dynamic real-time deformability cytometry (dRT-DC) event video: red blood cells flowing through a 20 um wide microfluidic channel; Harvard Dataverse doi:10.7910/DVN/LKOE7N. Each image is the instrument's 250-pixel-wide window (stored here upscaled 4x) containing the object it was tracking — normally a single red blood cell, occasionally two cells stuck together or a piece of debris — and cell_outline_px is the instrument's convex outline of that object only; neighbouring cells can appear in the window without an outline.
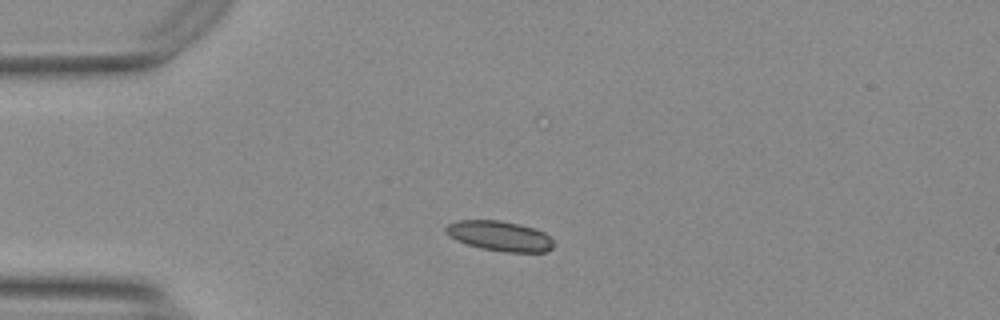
{"species": "Egyptian fruit bat (a non-hibernating species)", "species_latin": "Rousettus aegyptiacus", "temperature_condition": "warm", "stored_images_in_passage": 43, "camera_frame_rate_fps": 3000, "um_per_image_px": 0.085, "animal": {"sex": "female"}, "frame": {"image": 1, "passage_image": 1, "time_ms": 0.0, "image_size_px": [1000, 320], "cell_outline_px": [[552, 248], [548, 252], [504, 252], [480, 248], [468, 244], [452, 236], [444, 228], [448, 224], [460, 220], [500, 220], [532, 228], [544, 232], [552, 240]], "centroid_in_image_um": [42.51, 20.06], "position_along_channel_um": 42.5, "area_um2": 18.44}}
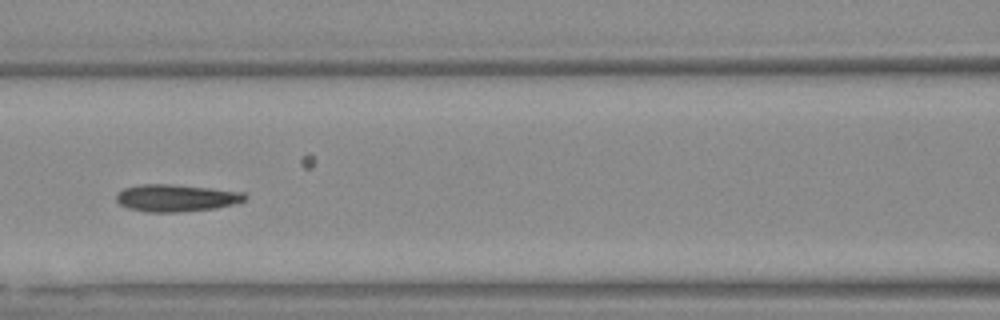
{"frame": {"image": 2, "passage_image": 12, "time_ms": 3.667, "image_size_px": [1000, 320], "cell_outline_px": [[244, 200], [232, 204], [216, 208], [176, 212], [148, 212], [128, 208], [120, 204], [116, 200], [116, 196], [124, 188], [140, 184], [172, 184], [212, 188], [244, 192]], "centroid_in_image_um": [14.94, 16.82], "position_along_channel_um": 151.7, "area_um2": 20.17}}
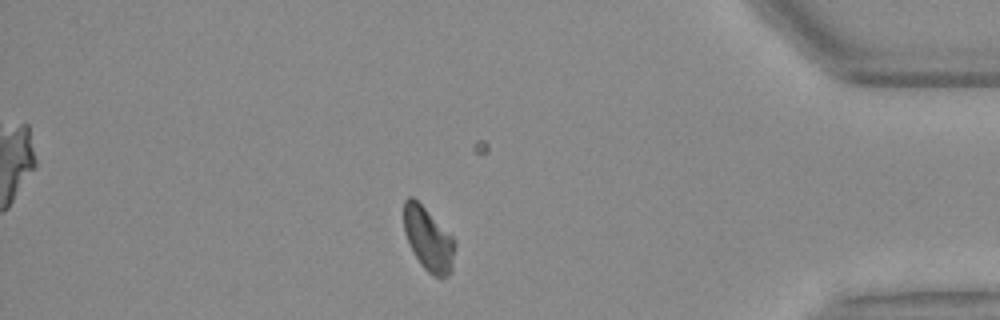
{"frame": {"image": 3, "passage_image": 35, "time_ms": 11.333, "image_size_px": [1000, 320], "cell_outline_px": [[456, 240], [452, 272], [448, 276], [440, 280], [432, 276], [420, 264], [404, 232], [404, 200], [408, 196], [412, 196]], "centroid_in_image_um": [36.44, 20.39], "position_along_channel_um": 398.8, "area_um2": 18.84}, "authors_computed_cell_mechanics": {"area_um2": 20.1144, "velocity_mm_per_s": 3.698, "shape_relaxation_time_tau1_ms": 8.7861, "shape_relaxation_time_tau2_ms": 4.5511, "deformation_change_tau1": 0.1084, "deformation_change_tau2": 0.1316}}